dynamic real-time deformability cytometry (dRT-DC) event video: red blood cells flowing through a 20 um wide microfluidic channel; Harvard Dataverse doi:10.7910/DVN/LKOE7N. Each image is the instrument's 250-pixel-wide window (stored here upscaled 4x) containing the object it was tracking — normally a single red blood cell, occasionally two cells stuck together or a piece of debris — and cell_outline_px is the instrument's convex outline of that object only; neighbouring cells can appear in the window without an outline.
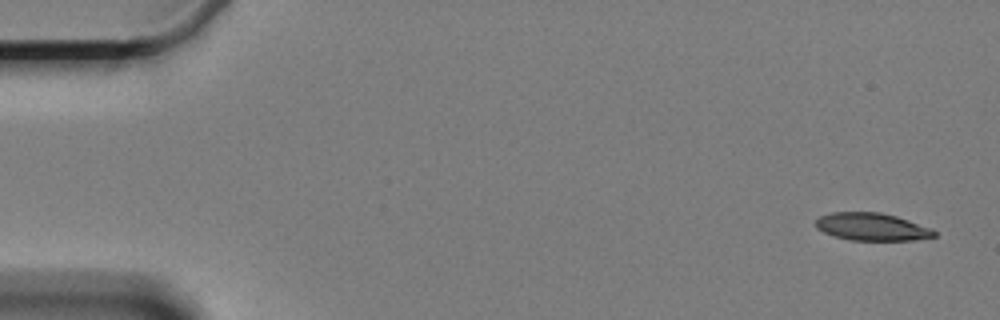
{"species": "Egyptian fruit bat (a non-hibernating species)", "species_latin": "Rousettus aegyptiacus", "temperature_condition": "cold", "stored_images_in_passage": 4, "camera_frame_rate_fps": 3000, "um_per_image_px": 0.085, "animal": {"sex": "female"}, "frame": {"image": 1, "passage_image": 1, "time_ms": 0.0, "image_size_px": [1000, 320], "cell_outline_px": [[936, 236], [916, 240], [848, 240], [824, 232], [816, 228], [816, 220], [820, 216], [828, 212], [880, 212], [896, 216], [932, 228], [936, 232]], "centroid_in_image_um": [74.11, 19.27], "position_along_channel_um": 10.9, "area_um2": 19.07}}